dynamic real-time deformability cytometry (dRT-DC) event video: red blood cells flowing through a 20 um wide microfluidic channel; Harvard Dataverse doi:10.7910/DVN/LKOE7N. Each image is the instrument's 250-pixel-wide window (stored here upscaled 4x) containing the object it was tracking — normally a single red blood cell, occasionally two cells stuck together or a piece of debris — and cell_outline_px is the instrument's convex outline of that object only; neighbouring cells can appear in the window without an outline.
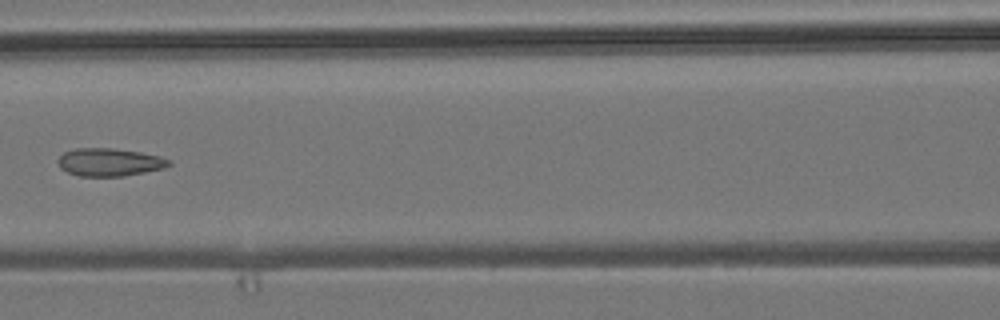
{"species": "common noctule bat (a hibernating species)", "species_latin": "Nyctalus noctula", "temperature_condition": "room temperature", "stored_images_in_passage": 6, "camera_frame_rate_fps": 3000, "um_per_image_px": 0.085, "animal": {"sex": "male", "body_mass_g": 19.2, "forearm_length_mm": 51.8}, "frame": {"image": 1, "passage_image": 5, "time_ms": 5.0, "image_size_px": [1000, 320], "cell_outline_px": [[172, 164], [164, 168], [124, 176], [80, 176], [68, 172], [60, 168], [56, 160], [64, 152], [76, 148], [112, 148], [140, 152], [160, 156], [172, 160]], "centroid_in_image_um": [9.31, 13.78], "position_along_channel_um": 157.3, "area_um2": 18.09}}
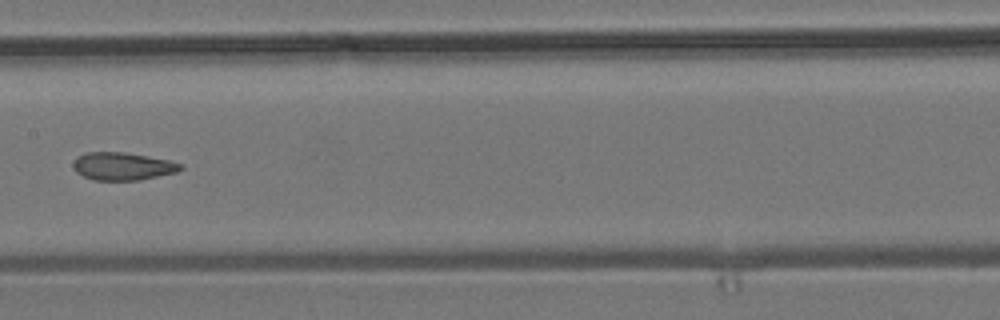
{"frame": {"image": 2, "passage_image": 6, "time_ms": 6.0, "image_size_px": [1000, 320], "cell_outline_px": [[184, 168], [176, 172], [140, 180], [92, 180], [76, 172], [72, 164], [76, 156], [84, 152], [124, 152], [148, 156], [168, 160], [184, 164]], "centroid_in_image_um": [10.41, 14.12], "position_along_channel_um": 197.0, "area_um2": 17.51}}